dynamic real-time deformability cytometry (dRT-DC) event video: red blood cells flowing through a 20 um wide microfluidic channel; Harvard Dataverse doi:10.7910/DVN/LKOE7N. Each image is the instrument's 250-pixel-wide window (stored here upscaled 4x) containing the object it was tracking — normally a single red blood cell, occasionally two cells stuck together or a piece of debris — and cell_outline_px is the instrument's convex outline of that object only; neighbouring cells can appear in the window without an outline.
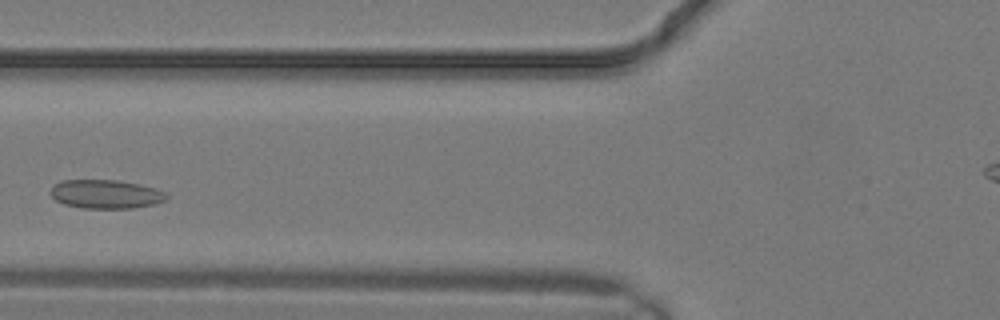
{"species": "common noctule bat (a hibernating species)", "species_latin": "Nyctalus noctula", "temperature_condition": "warm", "stored_images_in_passage": 16, "camera_frame_rate_fps": 3000, "um_per_image_px": 0.085, "animal": {"sex": "male", "body_mass_g": 19.2, "forearm_length_mm": 51.8}, "frame": {"image": 1, "passage_image": 7, "time_ms": 2.0, "image_size_px": [1000, 320], "cell_outline_px": [[168, 196], [164, 200], [152, 204], [132, 208], [84, 208], [64, 204], [56, 200], [48, 192], [52, 184], [60, 180], [116, 180], [140, 184], [156, 188], [164, 192]], "centroid_in_image_um": [8.93, 16.49], "position_along_channel_um": 116.9, "area_um2": 19.48}}
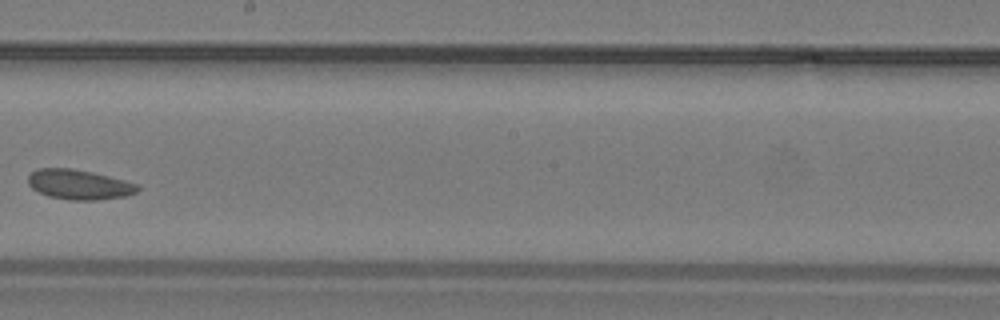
{"frame": {"image": 2, "passage_image": 12, "time_ms": 3.667, "image_size_px": [1000, 320], "cell_outline_px": [[140, 188], [136, 192], [128, 196], [96, 200], [68, 200], [48, 196], [32, 188], [28, 184], [28, 176], [36, 168], [72, 168], [92, 172], [140, 184]], "centroid_in_image_um": [6.74, 15.69], "position_along_channel_um": 241.5, "area_um2": 19.19}}
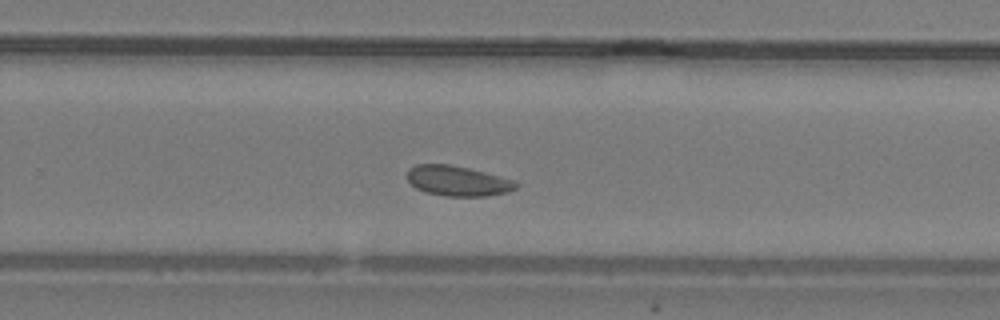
{"frame": {"image": 3, "passage_image": 14, "time_ms": 4.333, "image_size_px": [1000, 320], "cell_outline_px": [[520, 184], [516, 188], [508, 192], [488, 196], [444, 196], [424, 192], [416, 188], [404, 176], [408, 168], [416, 164], [448, 164], [468, 168], [500, 176], [512, 180]], "centroid_in_image_um": [38.86, 15.38], "position_along_channel_um": 290.9, "area_um2": 19.31}}